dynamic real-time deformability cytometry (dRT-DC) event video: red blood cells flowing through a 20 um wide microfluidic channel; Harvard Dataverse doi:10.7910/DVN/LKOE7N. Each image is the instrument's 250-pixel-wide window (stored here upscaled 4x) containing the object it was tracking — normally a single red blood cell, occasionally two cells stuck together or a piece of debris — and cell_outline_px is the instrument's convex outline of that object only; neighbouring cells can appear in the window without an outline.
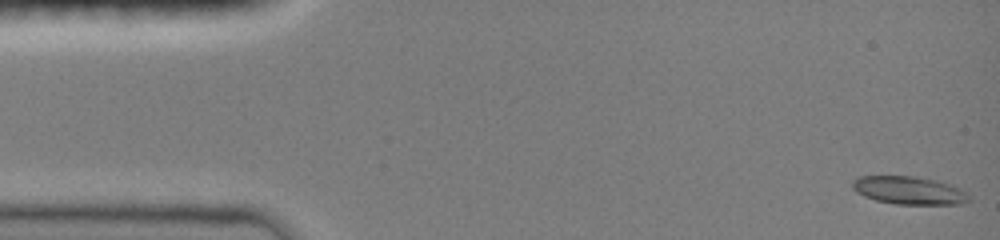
{"species": "common noctule bat (a hibernating species)", "species_latin": "Nyctalus noctula", "temperature_condition": "room temperature", "stored_images_in_passage": 33, "camera_frame_rate_fps": 3000, "um_per_image_px": 0.085, "animal": {"sex": "female", "body_mass_g": 19.0, "forearm_length_mm": 51.5}, "frame": {"image": 1, "passage_image": 1, "time_ms": 0.0, "image_size_px": [1000, 240], "cell_outline_px": [[972, 200], [960, 204], [896, 204], [876, 200], [864, 196], [856, 192], [852, 188], [852, 180], [860, 176], [916, 176], [936, 180], [952, 184], [960, 188], [972, 196]], "centroid_in_image_um": [77.31, 16.18], "position_along_channel_um": 7.7, "area_um2": 19.25}}
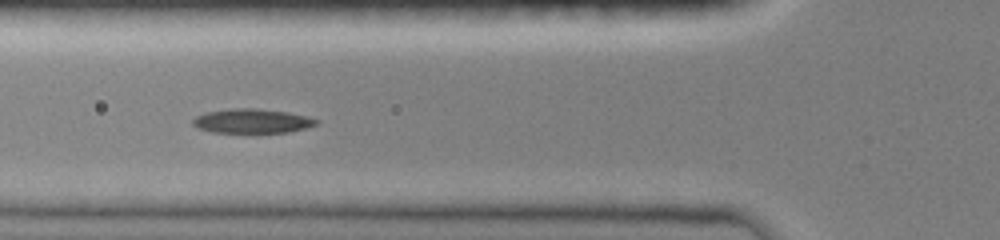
{"frame": {"image": 2, "passage_image": 24, "time_ms": 5.333, "image_size_px": [1000, 240], "cell_outline_px": [[320, 124], [288, 132], [212, 132], [200, 128], [192, 124], [192, 120], [196, 116], [204, 112], [232, 108], [256, 108], [288, 112], [308, 116], [320, 120]], "centroid_in_image_um": [21.46, 10.27], "position_along_channel_um": 104.3, "area_um2": 17.51}}
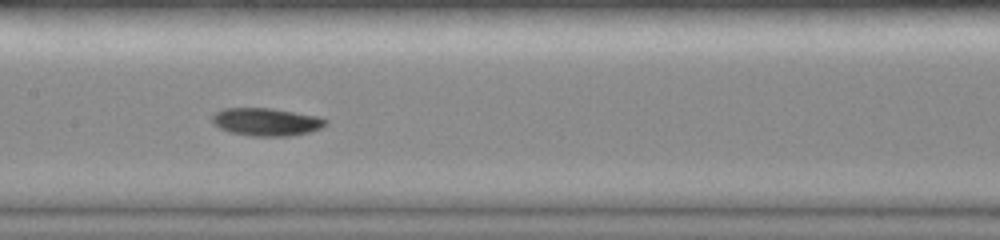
{"frame": {"image": 3, "passage_image": 32, "time_ms": 7.333, "image_size_px": [1000, 240], "cell_outline_px": [[328, 124], [320, 128], [308, 132], [288, 136], [252, 136], [228, 132], [212, 124], [212, 116], [216, 112], [224, 108], [272, 108], [320, 116], [328, 120]], "centroid_in_image_um": [22.64, 10.35], "position_along_channel_um": 184.8, "area_um2": 18.55}}